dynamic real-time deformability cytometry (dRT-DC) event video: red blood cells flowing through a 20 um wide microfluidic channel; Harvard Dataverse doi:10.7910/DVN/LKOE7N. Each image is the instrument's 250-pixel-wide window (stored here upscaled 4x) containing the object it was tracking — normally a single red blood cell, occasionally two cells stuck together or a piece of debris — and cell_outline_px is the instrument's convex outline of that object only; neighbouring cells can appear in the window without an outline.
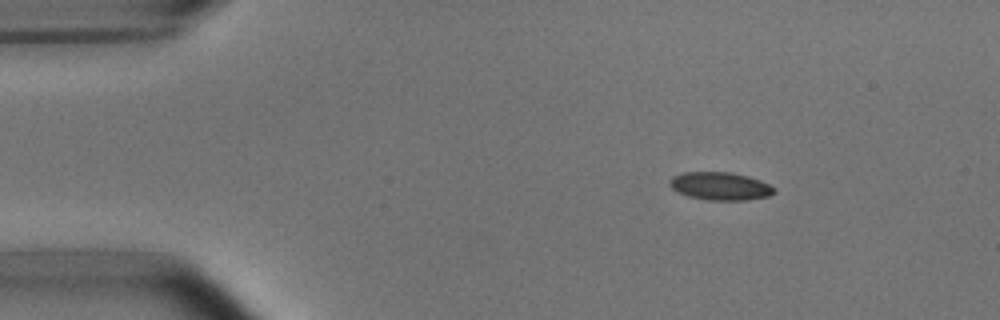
{"species": "common noctule bat (a hibernating species)", "species_latin": "Nyctalus noctula", "temperature_condition": "room temperature", "stored_images_in_passage": 4, "camera_frame_rate_fps": 3000, "um_per_image_px": 0.085, "animal": {"sex": "male", "body_mass_g": 15.6}, "frame": {"image": 1, "passage_image": 2, "time_ms": 0.333, "image_size_px": [1000, 320], "cell_outline_px": [[776, 192], [768, 196], [748, 200], [708, 200], [688, 196], [676, 192], [668, 184], [668, 180], [672, 176], [684, 172], [732, 172], [748, 176], [760, 180], [776, 188]], "centroid_in_image_um": [61.2, 15.82], "position_along_channel_um": 23.8, "area_um2": 17.22}}